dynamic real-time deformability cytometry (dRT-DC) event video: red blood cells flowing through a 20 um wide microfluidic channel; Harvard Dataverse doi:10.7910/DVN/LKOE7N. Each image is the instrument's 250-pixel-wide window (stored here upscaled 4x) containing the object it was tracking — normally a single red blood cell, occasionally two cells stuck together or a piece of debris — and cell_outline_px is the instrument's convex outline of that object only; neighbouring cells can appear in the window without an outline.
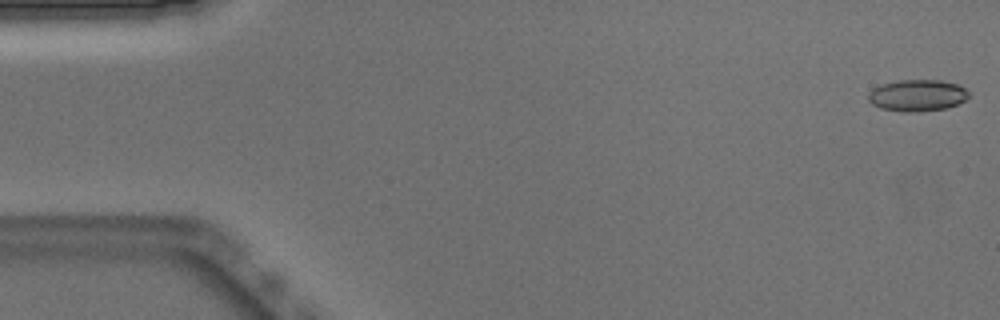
{"species": "Egyptian fruit bat (a non-hibernating species)", "species_latin": "Rousettus aegyptiacus", "temperature_condition": "warm", "stored_images_in_passage": 51, "camera_frame_rate_fps": 3000, "um_per_image_px": 0.085, "animal": {"sex": "male"}, "frame": {"image": 1, "passage_image": 1, "time_ms": 0.0, "image_size_px": [1000, 320], "cell_outline_px": [[968, 96], [964, 100], [948, 108], [916, 112], [904, 112], [880, 108], [872, 104], [868, 100], [868, 92], [872, 88], [880, 84], [896, 80], [940, 80], [956, 84], [964, 88], [968, 92]], "centroid_in_image_um": [77.91, 8.11], "position_along_channel_um": 7.1, "area_um2": 18.61}}
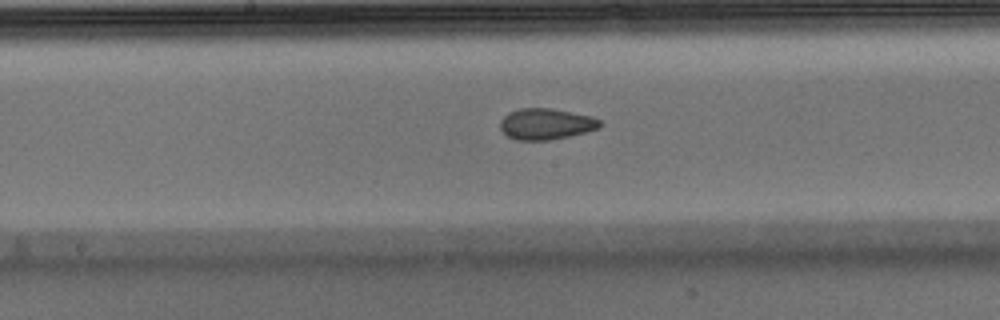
{"frame": {"image": 2, "passage_image": 26, "time_ms": 8.333, "image_size_px": [1000, 320], "cell_outline_px": [[604, 124], [600, 128], [568, 136], [548, 140], [516, 140], [508, 136], [500, 128], [500, 120], [508, 112], [520, 108], [552, 108], [592, 116], [600, 120]], "centroid_in_image_um": [46.42, 10.52], "position_along_channel_um": 201.8, "area_um2": 18.15}}
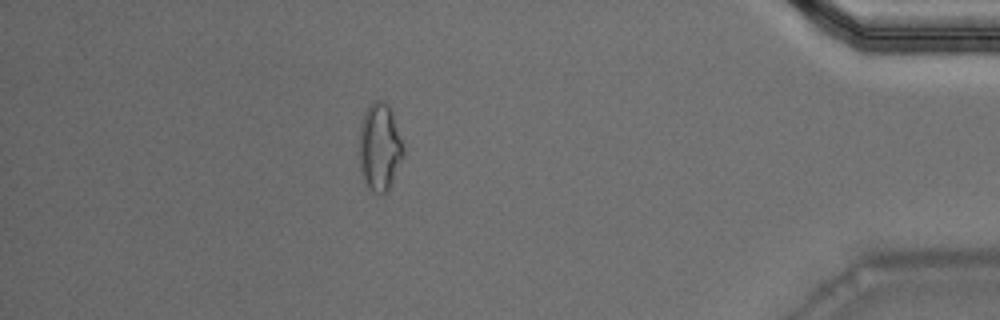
{"frame": {"image": 3, "passage_image": 45, "time_ms": 14.667, "image_size_px": [1000, 320], "cell_outline_px": [[404, 156], [388, 192], [376, 192], [364, 184], [360, 168], [360, 124], [364, 112], [376, 100], [384, 100], [392, 108], [404, 148]], "centroid_in_image_um": [32.3, 12.48], "position_along_channel_um": 402.9, "area_um2": 22.66}, "authors_computed_cell_mechanics": {"area_um2": 18.3804, "velocity_mm_per_s": 3.9124, "shape_relaxation_time_tau1_ms": null, "shape_relaxation_time_tau2_ms": 2.3514, "deformation_change_tau1": null, "deformation_change_tau2": 0.0865}}